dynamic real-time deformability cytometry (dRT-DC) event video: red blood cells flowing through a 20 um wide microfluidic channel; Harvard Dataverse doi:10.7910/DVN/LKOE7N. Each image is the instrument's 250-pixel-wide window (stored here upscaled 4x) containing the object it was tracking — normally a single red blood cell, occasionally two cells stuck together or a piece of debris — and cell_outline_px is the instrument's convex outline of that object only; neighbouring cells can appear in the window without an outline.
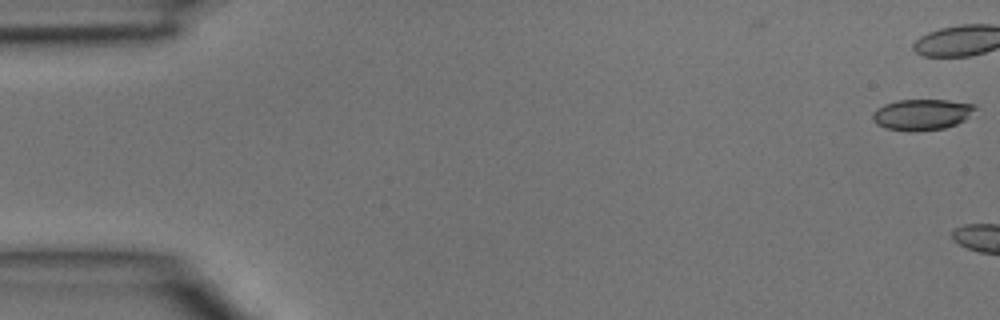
{"species": "common noctule bat (a hibernating species)", "species_latin": "Nyctalus noctula", "temperature_condition": "room temperature", "stored_images_in_passage": 5, "camera_frame_rate_fps": 3000, "um_per_image_px": 0.085, "animal": {"sex": "male", "body_mass_g": 15.6}, "frame": {"image": 1, "passage_image": 1, "time_ms": 0.0, "image_size_px": [1000, 320], "cell_outline_px": [[976, 108], [964, 120], [956, 124], [944, 128], [916, 132], [908, 132], [884, 128], [876, 124], [872, 120], [872, 112], [876, 108], [884, 104], [896, 100], [948, 100], [976, 104]], "centroid_in_image_um": [78.3, 9.74], "position_along_channel_um": 6.7, "area_um2": 18.79}}